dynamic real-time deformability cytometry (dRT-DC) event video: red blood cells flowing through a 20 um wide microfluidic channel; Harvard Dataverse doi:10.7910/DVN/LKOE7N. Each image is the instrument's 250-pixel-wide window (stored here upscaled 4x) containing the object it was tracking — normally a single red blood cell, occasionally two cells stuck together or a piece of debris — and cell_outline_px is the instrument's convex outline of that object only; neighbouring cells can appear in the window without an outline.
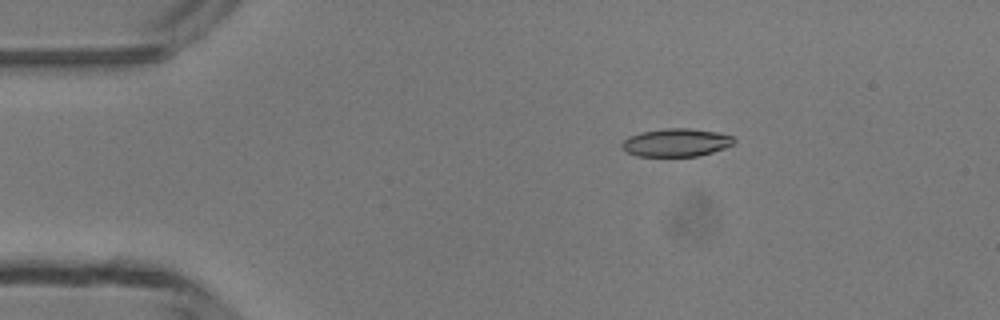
{"species": "common noctule bat (a hibernating species)", "species_latin": "Nyctalus noctula", "temperature_condition": "room temperature", "stored_images_in_passage": 4, "camera_frame_rate_fps": 3000, "um_per_image_px": 0.085, "animal": {"sex": "male", "body_mass_g": 13.3}, "frame": {"image": 1, "passage_image": 2, "time_ms": 1.667, "image_size_px": [1000, 320], "cell_outline_px": [[736, 140], [732, 144], [724, 148], [700, 156], [636, 156], [628, 152], [620, 144], [628, 136], [640, 132], [668, 128], [688, 128], [716, 132], [732, 136]], "centroid_in_image_um": [57.47, 12.12], "position_along_channel_um": 27.5, "area_um2": 18.21}}
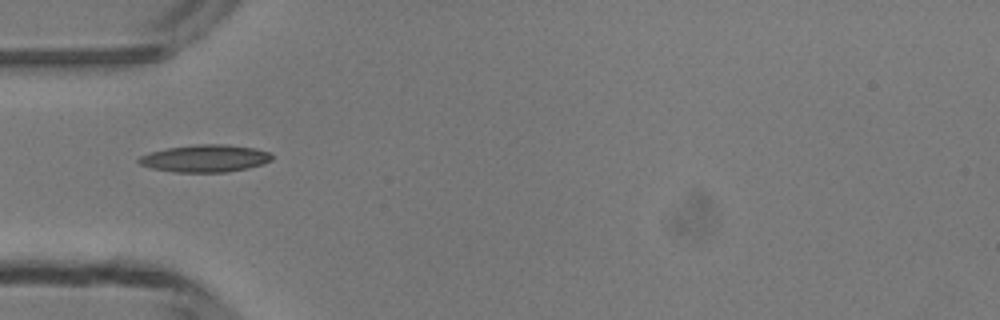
{"frame": {"image": 2, "passage_image": 4, "time_ms": 4.0, "image_size_px": [1000, 320], "cell_outline_px": [[272, 160], [264, 164], [248, 168], [224, 172], [176, 172], [152, 168], [140, 164], [136, 160], [140, 156], [152, 152], [168, 148], [196, 144], [224, 144], [256, 148], [268, 152], [272, 156]], "centroid_in_image_um": [17.46, 13.46], "position_along_channel_um": 67.5, "area_um2": 21.1}}